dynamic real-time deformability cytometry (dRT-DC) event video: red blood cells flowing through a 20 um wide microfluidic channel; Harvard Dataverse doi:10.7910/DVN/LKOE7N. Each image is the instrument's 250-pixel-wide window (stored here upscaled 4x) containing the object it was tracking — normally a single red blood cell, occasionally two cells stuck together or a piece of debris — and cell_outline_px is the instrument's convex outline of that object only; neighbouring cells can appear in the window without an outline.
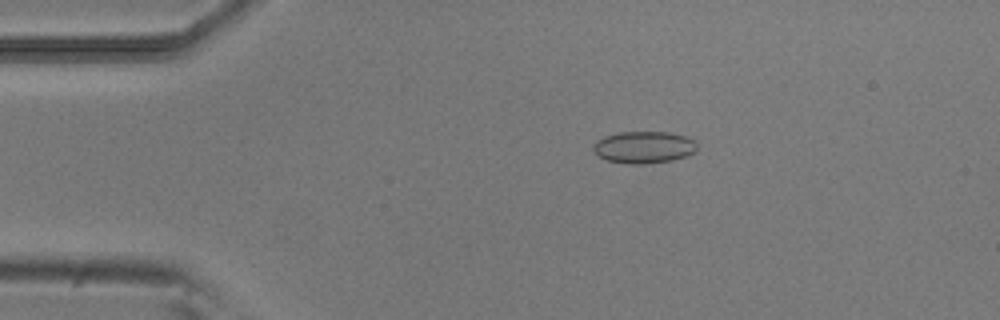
{"species": "common noctule bat (a hibernating species)", "species_latin": "Nyctalus noctula", "temperature_condition": "room temperature", "stored_images_in_passage": 53, "camera_frame_rate_fps": 3000, "um_per_image_px": 0.085, "animal": {"sex": "male", "body_mass_g": 20.5, "forearm_length_mm": 52.5}, "frame": {"image": 1, "passage_image": 10, "time_ms": 3.0, "image_size_px": [1000, 320], "cell_outline_px": [[696, 152], [688, 156], [672, 160], [644, 164], [628, 164], [608, 160], [592, 152], [592, 148], [596, 140], [604, 136], [620, 132], [668, 132], [688, 136], [696, 140]], "centroid_in_image_um": [54.75, 12.51], "position_along_channel_um": 30.2, "area_um2": 19.59}}
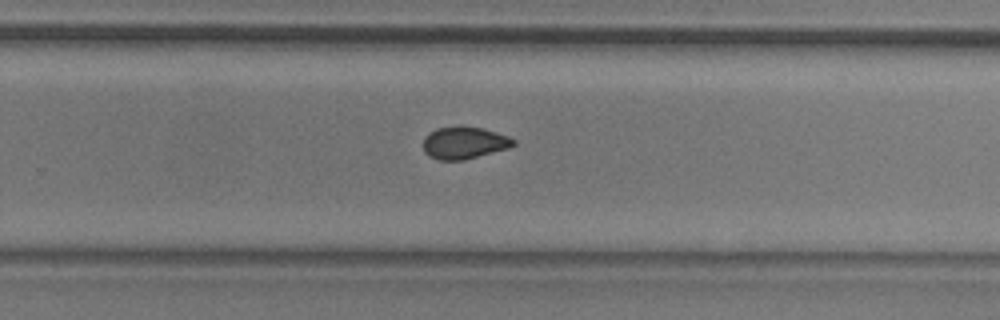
{"frame": {"image": 2, "passage_image": 34, "time_ms": 11.0, "image_size_px": [1000, 320], "cell_outline_px": [[516, 144], [508, 148], [464, 160], [440, 160], [428, 156], [424, 152], [424, 136], [428, 132], [436, 128], [480, 128], [508, 136], [516, 140]], "centroid_in_image_um": [39.44, 12.17], "position_along_channel_um": 290.4, "area_um2": 16.53}}
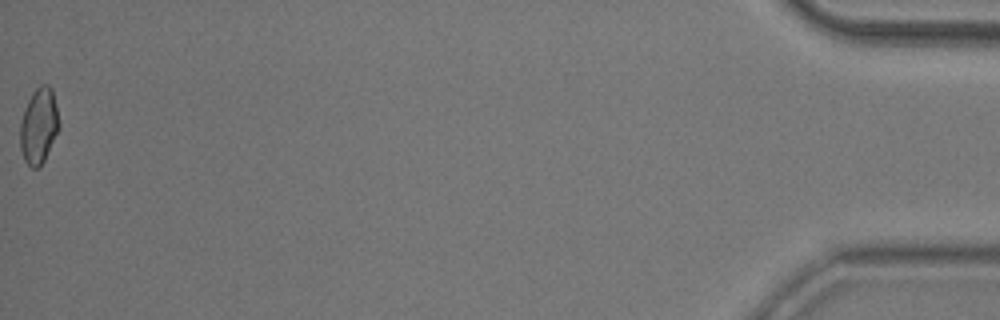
{"frame": {"image": 3, "passage_image": 53, "time_ms": 17.333, "image_size_px": [1000, 320], "cell_outline_px": [[60, 128], [44, 160], [36, 168], [32, 168], [24, 160], [20, 148], [20, 124], [28, 100], [32, 92], [40, 84], [48, 84], [52, 88], [60, 124]], "centroid_in_image_um": [3.31, 10.68], "position_along_channel_um": 431.9, "area_um2": 17.11}, "authors_computed_cell_mechanics": {"area_um2": 17.34, "velocity_mm_per_s": 3.8277, "shape_relaxation_time_tau1_ms": 7.3052, "shape_relaxation_time_tau2_ms": 2.6807, "deformation_change_tau1": 0.1107, "deformation_change_tau2": 0.0611}}